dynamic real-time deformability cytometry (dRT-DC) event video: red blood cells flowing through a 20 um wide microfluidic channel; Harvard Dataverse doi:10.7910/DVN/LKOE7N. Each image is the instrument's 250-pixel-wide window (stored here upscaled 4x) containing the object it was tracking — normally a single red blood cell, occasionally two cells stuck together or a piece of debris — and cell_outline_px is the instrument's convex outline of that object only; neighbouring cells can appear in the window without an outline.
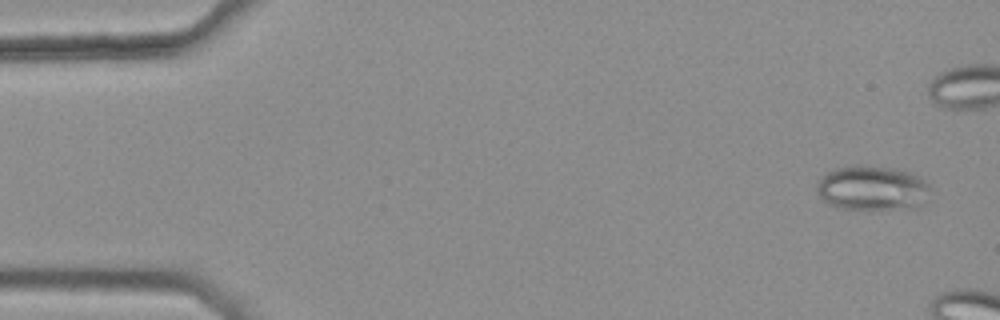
{"species": "common noctule bat (a hibernating species)", "species_latin": "Nyctalus noctula", "temperature_condition": "warm", "stored_images_in_passage": 3, "camera_frame_rate_fps": 3000, "um_per_image_px": 0.085, "animal": {"sex": "female", "body_mass_g": 25.1}, "frame": {"image": 1, "passage_image": 1, "time_ms": 0.0, "image_size_px": [1000, 320], "cell_outline_px": [[932, 188], [920, 204], [916, 208], [872, 212], [840, 208], [828, 204], [816, 192], [816, 184], [828, 172], [836, 168], [856, 164], [896, 168], [920, 176]], "centroid_in_image_um": [74.15, 16.03], "position_along_channel_um": 10.9, "area_um2": 30.46}}